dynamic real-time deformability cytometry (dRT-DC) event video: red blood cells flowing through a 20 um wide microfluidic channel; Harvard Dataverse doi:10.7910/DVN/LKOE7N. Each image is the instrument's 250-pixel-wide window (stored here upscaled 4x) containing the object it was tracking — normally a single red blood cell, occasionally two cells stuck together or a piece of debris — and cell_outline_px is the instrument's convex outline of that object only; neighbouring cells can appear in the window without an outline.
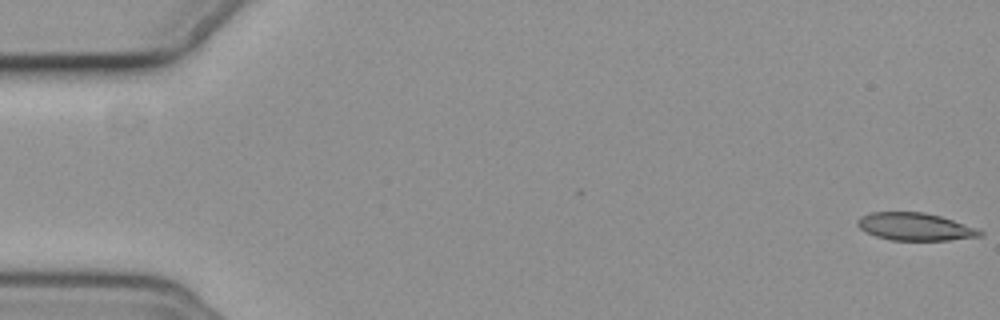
{"species": "common noctule bat (a hibernating species)", "species_latin": "Nyctalus noctula", "temperature_condition": "cold", "stored_images_in_passage": 36, "camera_frame_rate_fps": 3000, "um_per_image_px": 0.085, "animal": {"sex": "female", "body_mass_g": 19.3, "forearm_length_mm": 54.1}, "frame": {"image": 1, "passage_image": 1, "time_ms": 0.0, "image_size_px": [1000, 320], "cell_outline_px": [[984, 236], [948, 240], [892, 240], [876, 236], [860, 228], [856, 224], [856, 220], [860, 216], [872, 212], [924, 212], [940, 216], [976, 228], [984, 232]], "centroid_in_image_um": [77.78, 19.27], "position_along_channel_um": 7.2, "area_um2": 19.59}}
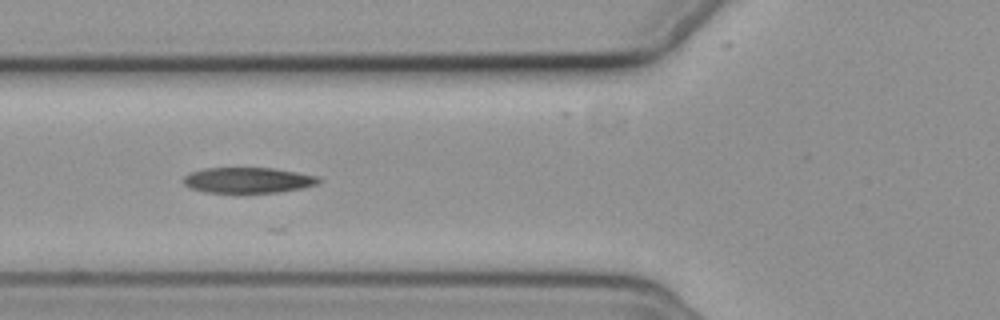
{"frame": {"image": 2, "passage_image": 22, "time_ms": 7.0, "image_size_px": [1000, 320], "cell_outline_px": [[324, 180], [320, 184], [304, 188], [280, 192], [236, 196], [204, 192], [188, 188], [180, 180], [184, 176], [192, 172], [204, 168], [272, 168], [320, 176]], "centroid_in_image_um": [21.08, 15.37], "position_along_channel_um": 104.7, "area_um2": 21.56}}
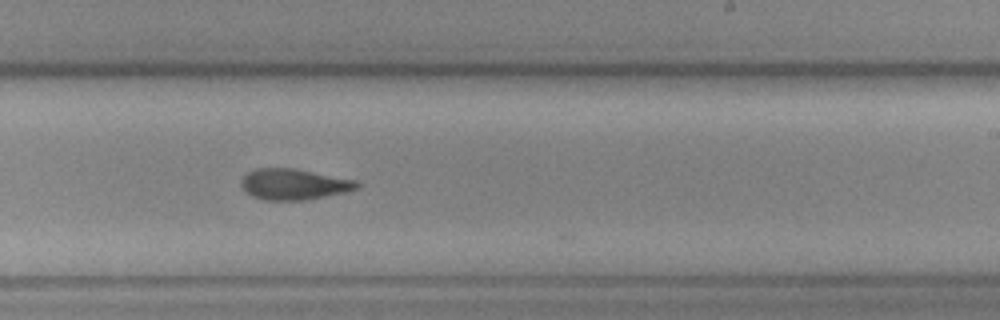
{"frame": {"image": 3, "passage_image": 35, "time_ms": 11.333, "image_size_px": [1000, 320], "cell_outline_px": [[360, 188], [344, 192], [304, 200], [264, 200], [252, 196], [240, 184], [240, 180], [248, 172], [256, 168], [296, 168], [356, 180], [360, 184]], "centroid_in_image_um": [24.99, 15.65], "position_along_channel_um": 264.0, "area_um2": 20.81}}